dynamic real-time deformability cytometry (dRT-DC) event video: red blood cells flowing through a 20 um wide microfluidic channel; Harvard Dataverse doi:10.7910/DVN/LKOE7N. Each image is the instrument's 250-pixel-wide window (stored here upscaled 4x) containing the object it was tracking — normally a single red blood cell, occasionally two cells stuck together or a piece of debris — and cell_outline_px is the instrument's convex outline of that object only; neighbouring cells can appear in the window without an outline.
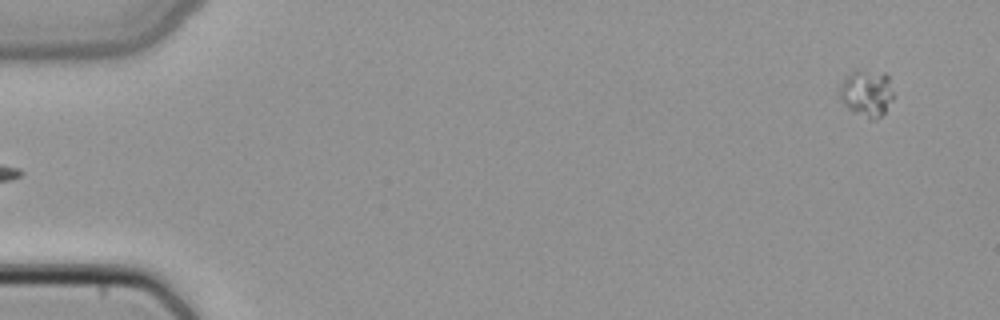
{"species": "common noctule bat (a hibernating species)", "species_latin": "Nyctalus noctula", "temperature_condition": "cold", "stored_images_in_passage": 5, "camera_frame_rate_fps": 3000, "um_per_image_px": 0.085, "animal": {"sex": "female", "body_mass_g": 22.7, "forearm_length_mm": 54.2}, "frame": {"image": 1, "passage_image": 5, "time_ms": 1.333, "image_size_px": [1000, 320], "cell_outline_px": [[892, 100], [884, 112], [876, 120], [872, 120], [848, 108], [844, 104], [840, 96], [840, 84], [856, 68], [860, 68], [884, 72], [888, 76], [892, 92]], "centroid_in_image_um": [73.68, 7.87], "position_along_channel_um": 11.3, "area_um2": 14.57}}